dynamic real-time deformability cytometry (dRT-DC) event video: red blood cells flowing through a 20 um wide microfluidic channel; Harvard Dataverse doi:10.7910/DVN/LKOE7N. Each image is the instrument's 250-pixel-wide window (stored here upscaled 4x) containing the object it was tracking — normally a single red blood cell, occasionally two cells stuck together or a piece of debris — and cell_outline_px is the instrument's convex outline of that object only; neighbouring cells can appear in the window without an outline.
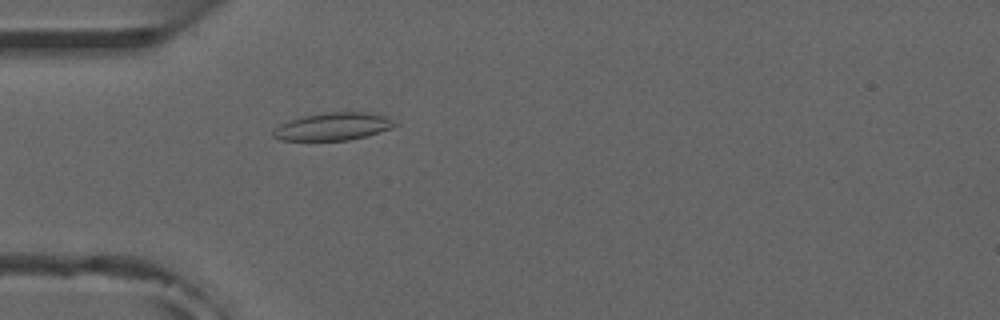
{"species": "common noctule bat (a hibernating species)", "species_latin": "Nyctalus noctula", "temperature_condition": "room temperature", "stored_images_in_passage": 34, "camera_frame_rate_fps": 3000, "um_per_image_px": 0.085, "animal": {"sex": "male", "forearm_length_mm": 52.5}, "frame": {"image": 1, "passage_image": 16, "time_ms": 5.0, "image_size_px": [1000, 320], "cell_outline_px": [[400, 124], [392, 128], [368, 136], [348, 140], [280, 140], [272, 136], [272, 132], [280, 124], [288, 120], [300, 116], [324, 112], [372, 112], [384, 116]], "centroid_in_image_um": [28.32, 10.74], "position_along_channel_um": 56.7, "area_um2": 19.83}}
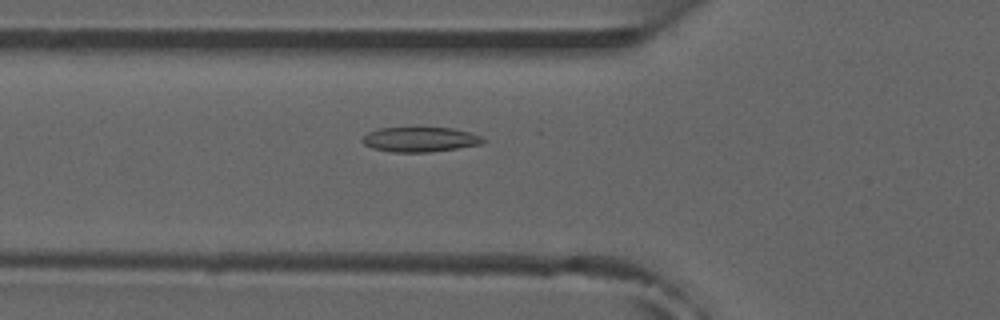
{"frame": {"image": 2, "passage_image": 19, "time_ms": 6.0, "image_size_px": [1000, 320], "cell_outline_px": [[488, 140], [480, 144], [456, 148], [428, 152], [392, 152], [372, 148], [364, 144], [360, 140], [360, 136], [368, 132], [380, 128], [452, 128], [468, 132], [480, 136]], "centroid_in_image_um": [35.65, 11.85], "position_along_channel_um": 90.2, "area_um2": 17.4}}
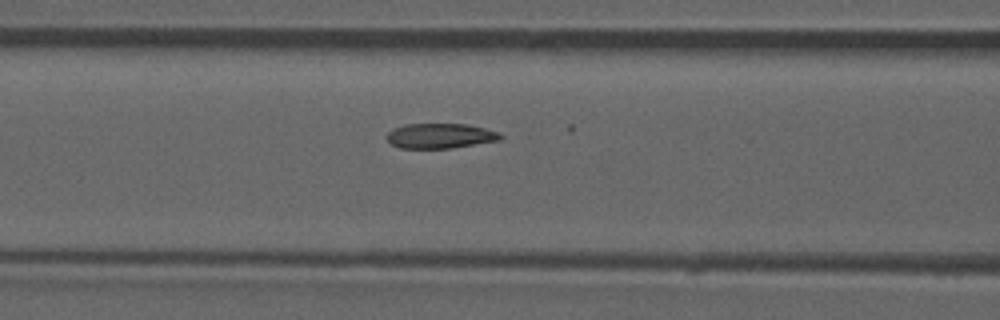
{"frame": {"image": 3, "passage_image": 22, "time_ms": 7.0, "image_size_px": [1000, 320], "cell_outline_px": [[504, 136], [500, 140], [452, 148], [400, 148], [392, 144], [388, 140], [388, 132], [392, 128], [404, 124], [468, 124], [500, 132]], "centroid_in_image_um": [37.44, 11.54], "position_along_channel_um": 129.2, "area_um2": 16.59}}